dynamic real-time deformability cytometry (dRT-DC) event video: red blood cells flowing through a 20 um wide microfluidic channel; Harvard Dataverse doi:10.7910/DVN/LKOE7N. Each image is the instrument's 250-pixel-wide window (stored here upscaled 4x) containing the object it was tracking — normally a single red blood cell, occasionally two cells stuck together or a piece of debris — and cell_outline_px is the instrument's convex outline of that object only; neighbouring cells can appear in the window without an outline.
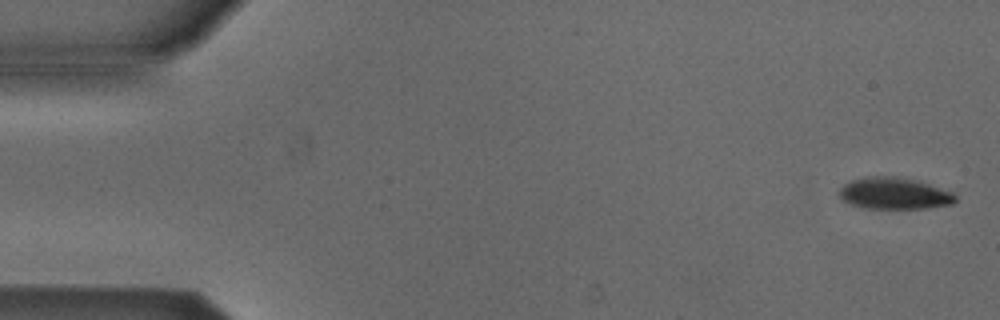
{"species": "Egyptian fruit bat (a non-hibernating species)", "species_latin": "Rousettus aegyptiacus", "temperature_condition": "cold", "stored_images_in_passage": 6, "camera_frame_rate_fps": 3000, "um_per_image_px": 0.085, "animal": {"sex": "male"}, "frame": {"image": 1, "passage_image": 1, "time_ms": 0.0, "image_size_px": [1000, 320], "cell_outline_px": [[956, 200], [952, 204], [928, 208], [864, 208], [852, 204], [844, 200], [836, 192], [844, 184], [852, 180], [864, 176], [896, 176], [916, 180], [952, 192], [956, 196]], "centroid_in_image_um": [75.99, 16.43], "position_along_channel_um": 9.0, "area_um2": 21.39}}